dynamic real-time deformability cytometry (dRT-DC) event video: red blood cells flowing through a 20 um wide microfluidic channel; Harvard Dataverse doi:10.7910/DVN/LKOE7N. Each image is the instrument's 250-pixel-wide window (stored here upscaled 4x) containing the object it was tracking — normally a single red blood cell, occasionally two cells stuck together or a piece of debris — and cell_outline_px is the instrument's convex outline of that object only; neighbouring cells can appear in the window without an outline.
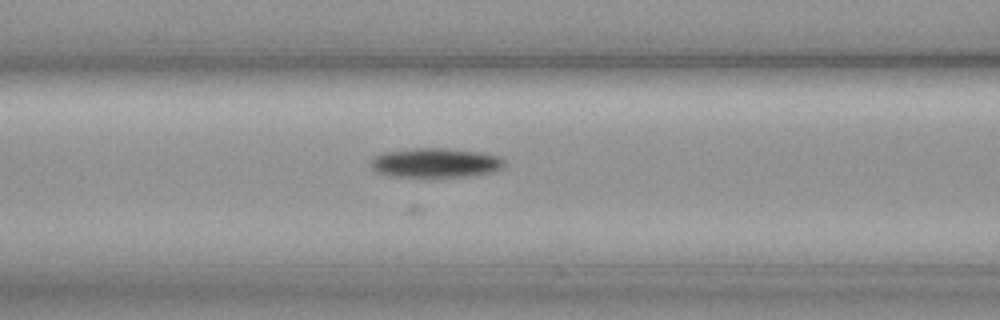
{"species": "common noctule bat (a hibernating species)", "species_latin": "Nyctalus noctula", "temperature_condition": "cold", "stored_images_in_passage": 48, "camera_frame_rate_fps": 3000, "um_per_image_px": 0.085, "animal": {"sex": "female", "body_mass_g": 19.3, "forearm_length_mm": 54.1}, "frame": {"image": 1, "passage_image": 17, "time_ms": 5.333, "image_size_px": [1000, 320], "cell_outline_px": [[504, 164], [500, 168], [492, 172], [464, 176], [388, 176], [376, 172], [368, 164], [372, 156], [384, 152], [412, 148], [448, 148], [476, 152], [496, 156], [504, 160]], "centroid_in_image_um": [36.9, 13.83], "position_along_channel_um": 129.7, "area_um2": 22.72}}